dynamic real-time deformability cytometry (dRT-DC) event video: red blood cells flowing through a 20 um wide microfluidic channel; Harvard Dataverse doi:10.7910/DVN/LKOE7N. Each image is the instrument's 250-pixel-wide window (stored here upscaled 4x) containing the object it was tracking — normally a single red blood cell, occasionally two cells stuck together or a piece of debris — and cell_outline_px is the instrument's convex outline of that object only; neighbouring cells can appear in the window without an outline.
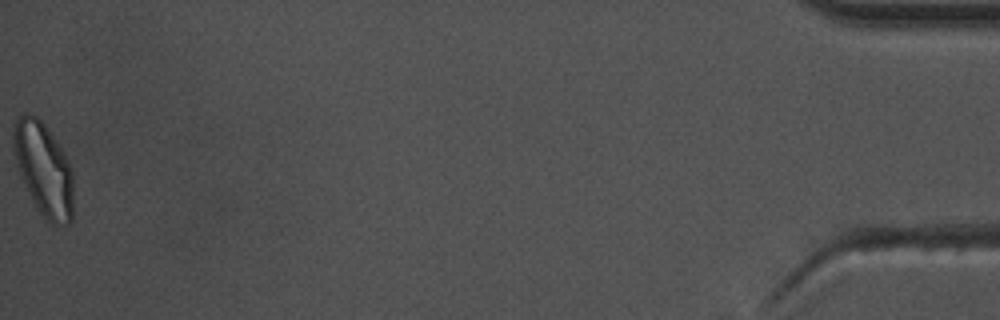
{"species": "common noctule bat (a hibernating species)", "species_latin": "Nyctalus noctula", "temperature_condition": "warm", "stored_images_in_passage": 41, "camera_frame_rate_fps": 3000, "um_per_image_px": 0.085, "animal": {"sex": "male", "body_mass_g": 17.5, "forearm_length_mm": 52.3}, "frame": {"image": 1, "passage_image": 41, "time_ms": 13.333, "image_size_px": [1000, 320], "cell_outline_px": [[72, 220], [68, 224], [52, 224], [40, 212], [20, 176], [12, 148], [12, 132], [16, 120], [24, 112], [28, 112], [36, 116], [44, 124], [60, 148], [72, 172]], "centroid_in_image_um": [3.67, 14.35], "position_along_channel_um": 431.5, "area_um2": 31.91}, "authors_computed_cell_mechanics": {"area_um2": 21.4438, "velocity_mm_per_s": 3.661, "shape_relaxation_time_tau1_ms": 7.2875, "shape_relaxation_time_tau2_ms": 2.5215, "deformation_change_tau1": 0.1585, "deformation_change_tau2": 0.0765}}